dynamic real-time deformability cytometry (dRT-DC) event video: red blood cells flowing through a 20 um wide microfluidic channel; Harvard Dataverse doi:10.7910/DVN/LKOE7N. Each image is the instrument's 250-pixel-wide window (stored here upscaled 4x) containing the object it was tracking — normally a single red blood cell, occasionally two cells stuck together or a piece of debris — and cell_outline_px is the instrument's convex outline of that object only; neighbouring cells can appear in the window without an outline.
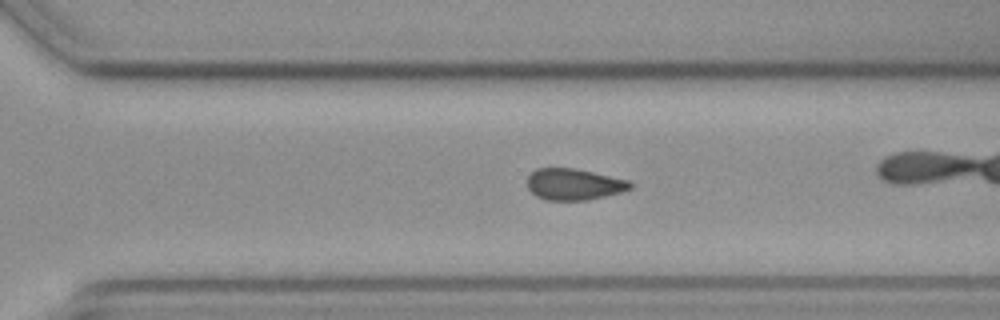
{"species": "common noctule bat (a hibernating species)", "species_latin": "Nyctalus noctula", "temperature_condition": "cold", "stored_images_in_passage": 50, "camera_frame_rate_fps": 3000, "um_per_image_px": 0.085, "animal": {"sex": "female", "body_mass_g": 19.3, "forearm_length_mm": 54.1}, "frame": {"image": 1, "passage_image": 36, "time_ms": 11.667, "image_size_px": [1000, 320], "cell_outline_px": [[632, 188], [620, 192], [588, 200], [544, 200], [536, 196], [528, 188], [528, 176], [536, 168], [572, 168], [592, 172], [628, 180], [632, 184]], "centroid_in_image_um": [48.76, 15.67], "position_along_channel_um": 321.8, "area_um2": 18.67}}